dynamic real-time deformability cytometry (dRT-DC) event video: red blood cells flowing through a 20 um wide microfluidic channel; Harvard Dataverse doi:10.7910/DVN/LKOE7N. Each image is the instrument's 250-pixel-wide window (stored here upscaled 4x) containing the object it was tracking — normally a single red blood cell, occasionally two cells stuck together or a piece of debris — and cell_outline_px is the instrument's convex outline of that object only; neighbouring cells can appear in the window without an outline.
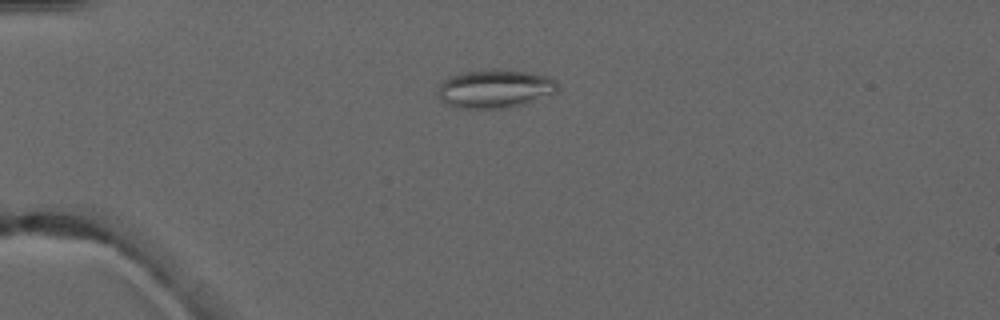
{"species": "common noctule bat (a hibernating species)", "species_latin": "Nyctalus noctula", "temperature_condition": "warm", "stored_images_in_passage": 2, "camera_frame_rate_fps": 3000, "um_per_image_px": 0.085, "animal": {"sex": "male", "forearm_length_mm": 52.5}, "frame": {"image": 1, "passage_image": 1, "time_ms": 0.0, "image_size_px": [1000, 320], "cell_outline_px": [[560, 88], [556, 92], [512, 108], [456, 108], [440, 100], [436, 92], [436, 88], [448, 76], [460, 72], [492, 68], [528, 72], [548, 76], [556, 80]], "centroid_in_image_um": [42.03, 7.53], "position_along_channel_um": 43.0, "area_um2": 27.34}}